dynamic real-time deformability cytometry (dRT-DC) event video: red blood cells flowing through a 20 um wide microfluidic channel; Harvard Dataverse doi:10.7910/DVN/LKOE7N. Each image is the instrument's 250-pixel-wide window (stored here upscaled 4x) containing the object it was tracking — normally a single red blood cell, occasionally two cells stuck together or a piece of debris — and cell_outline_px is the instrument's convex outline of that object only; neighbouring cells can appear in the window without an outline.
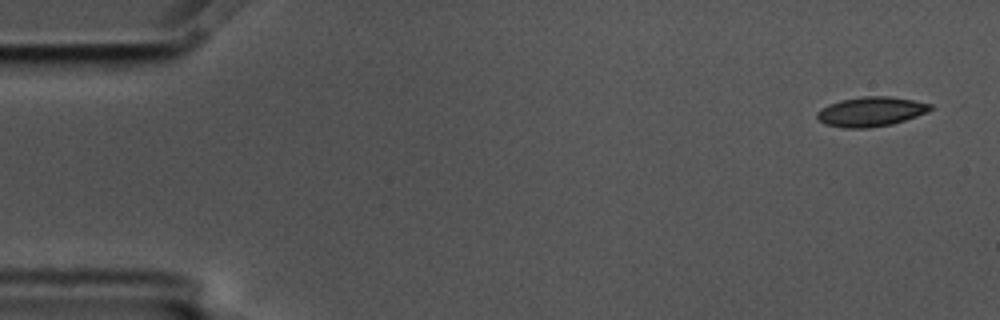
{"species": "common noctule bat (a hibernating species)", "species_latin": "Nyctalus noctula", "temperature_condition": "cold", "stored_images_in_passage": 5, "segment_of_instrument_passage": [1, 2], "camera_frame_rate_fps": 3000, "um_per_image_px": 0.085, "animal": {"sex": "male", "body_mass_g": 17.5, "forearm_length_mm": 52.3}, "frame": {"image": 1, "passage_image": 1, "time_ms": 0.0, "image_size_px": [1000, 320], "cell_outline_px": [[936, 108], [928, 112], [892, 124], [868, 128], [844, 128], [824, 124], [816, 116], [816, 112], [820, 108], [828, 104], [840, 100], [864, 96], [888, 96], [912, 100], [932, 104]], "centroid_in_image_um": [74.02, 9.49], "position_along_channel_um": 11.0, "area_um2": 19.65}}
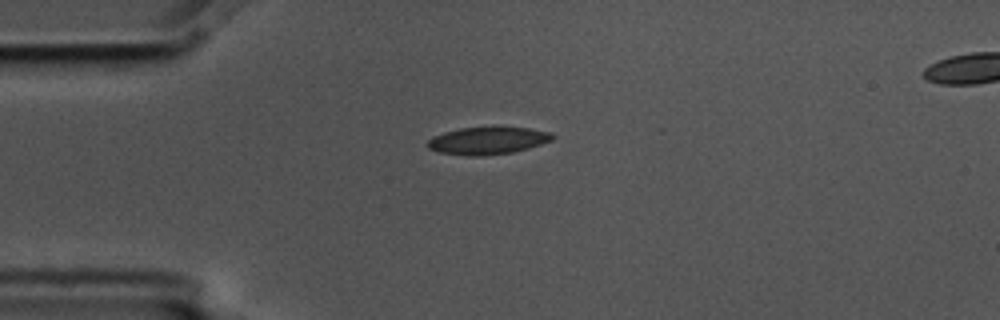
{"frame": {"image": 2, "passage_image": 4, "time_ms": 1.0, "image_size_px": [1000, 320], "cell_outline_px": [[556, 136], [552, 140], [528, 148], [512, 152], [480, 156], [468, 156], [440, 152], [428, 148], [428, 140], [432, 136], [444, 132], [460, 128], [492, 124], [496, 124], [528, 128], [552, 132]], "centroid_in_image_um": [41.48, 11.9], "position_along_channel_um": 43.5, "area_um2": 20.69}}